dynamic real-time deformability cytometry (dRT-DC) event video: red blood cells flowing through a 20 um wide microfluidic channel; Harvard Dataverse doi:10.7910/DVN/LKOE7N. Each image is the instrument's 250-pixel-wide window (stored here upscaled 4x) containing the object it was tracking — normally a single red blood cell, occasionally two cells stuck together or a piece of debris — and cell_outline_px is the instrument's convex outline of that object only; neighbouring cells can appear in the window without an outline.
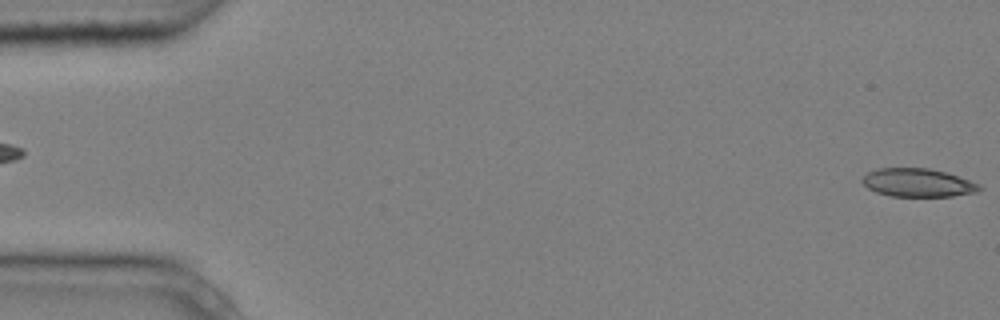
{"species": "common noctule bat (a hibernating species)", "species_latin": "Nyctalus noctula", "temperature_condition": "cold", "stored_images_in_passage": 4, "segment_of_instrument_passage": [2, 2], "camera_frame_rate_fps": 3000, "um_per_image_px": 0.085, "animal": {"sex": "male", "body_mass_g": 20.4}, "frame": {"image": 1, "passage_image": 4, "time_ms": 1.0, "image_size_px": [1000, 320], "cell_outline_px": [[984, 188], [976, 192], [952, 196], [892, 196], [876, 192], [868, 188], [860, 180], [868, 172], [876, 168], [928, 168], [944, 172], [980, 184]], "centroid_in_image_um": [78.0, 15.53], "position_along_channel_um": 7.0, "area_um2": 19.19}}